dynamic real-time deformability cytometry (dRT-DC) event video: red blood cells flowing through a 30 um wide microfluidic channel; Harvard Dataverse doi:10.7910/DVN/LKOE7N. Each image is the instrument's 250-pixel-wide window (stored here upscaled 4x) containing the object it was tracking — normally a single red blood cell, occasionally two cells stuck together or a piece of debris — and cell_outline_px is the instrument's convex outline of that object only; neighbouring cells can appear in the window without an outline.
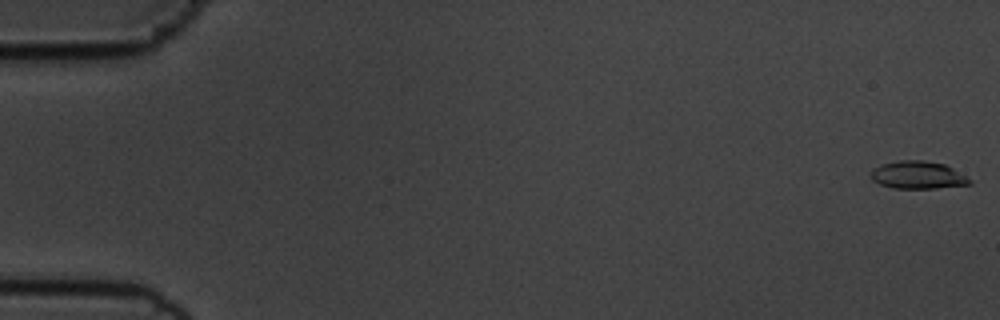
{"species": "common noctule bat (a hibernating species)", "species_latin": "Nyctalus noctula", "temperature_condition": "cold", "stored_images_in_passage": 56, "camera_frame_rate_fps": 3000, "um_per_image_px": 0.085, "animal": {"sex": "male", "body_mass_g": 19.5, "forearm_length_mm": 54.6}, "frame": {"image": 1, "passage_image": 1, "time_ms": 0.0, "image_size_px": [1000, 320], "cell_outline_px": [[972, 184], [936, 188], [892, 188], [880, 184], [872, 180], [868, 172], [872, 168], [884, 164], [900, 160], [924, 160], [944, 164], [968, 176], [972, 180]], "centroid_in_image_um": [78.01, 14.88], "position_along_channel_um": 7.0, "area_um2": 16.07}}
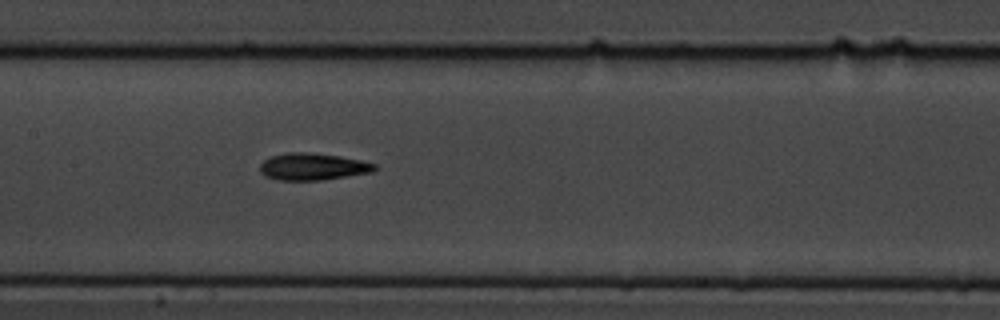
{"frame": {"image": 2, "passage_image": 28, "time_ms": 9.0, "image_size_px": [1000, 320], "cell_outline_px": [[376, 168], [372, 172], [324, 180], [276, 180], [264, 176], [260, 172], [260, 164], [264, 160], [272, 156], [288, 152], [308, 152], [340, 156], [360, 160], [376, 164]], "centroid_in_image_um": [26.56, 14.17], "position_along_channel_um": 180.8, "area_um2": 18.09}}
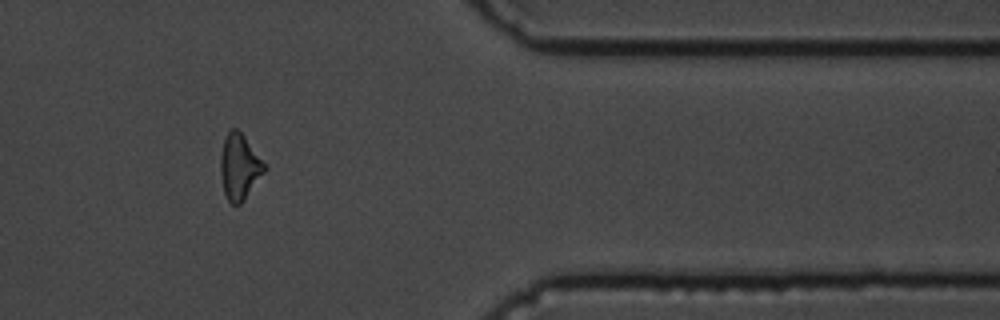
{"frame": {"image": 3, "passage_image": 47, "time_ms": 15.333, "image_size_px": [1000, 320], "cell_outline_px": [[268, 168], [244, 200], [240, 204], [232, 204], [228, 200], [224, 192], [220, 172], [220, 160], [224, 140], [228, 132], [232, 128], [236, 128], [244, 136]], "centroid_in_image_um": [20.36, 14.2], "position_along_channel_um": 391.0, "area_um2": 16.59}, "authors_computed_cell_mechanics": {"area_um2": 16.9932, "velocity_mm_per_s": 3.6245, "shape_relaxation_time_tau1_ms": 4.8915, "shape_relaxation_time_tau2_ms": 6.4487, "deformation_change_tau1": 0.1467, "deformation_change_tau2": 0.1611}}